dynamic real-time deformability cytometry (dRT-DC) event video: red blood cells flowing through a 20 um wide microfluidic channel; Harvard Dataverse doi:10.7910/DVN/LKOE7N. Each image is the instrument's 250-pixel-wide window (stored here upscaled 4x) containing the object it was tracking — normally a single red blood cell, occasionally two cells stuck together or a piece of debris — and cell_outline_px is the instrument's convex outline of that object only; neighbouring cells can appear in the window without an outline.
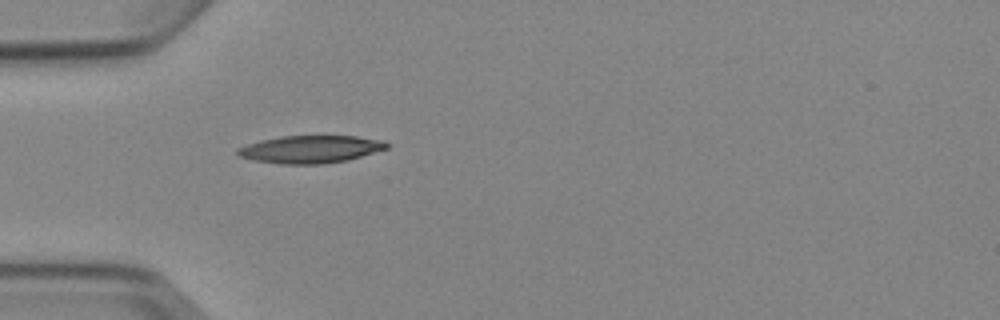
{"species": "Egyptian fruit bat (a non-hibernating species)", "species_latin": "Rousettus aegyptiacus", "temperature_condition": "cold", "stored_images_in_passage": 1, "camera_frame_rate_fps": 3000, "um_per_image_px": 0.085, "animal": {"sex": "female"}, "frame": {"image": 1, "passage_image": 1, "time_ms": 0.0, "image_size_px": [1000, 320], "cell_outline_px": [[388, 148], [348, 160], [324, 164], [280, 164], [256, 160], [236, 156], [236, 148], [260, 140], [280, 136], [356, 136], [384, 140], [388, 144]], "centroid_in_image_um": [26.37, 12.68], "position_along_channel_um": 58.6, "area_um2": 24.04}}